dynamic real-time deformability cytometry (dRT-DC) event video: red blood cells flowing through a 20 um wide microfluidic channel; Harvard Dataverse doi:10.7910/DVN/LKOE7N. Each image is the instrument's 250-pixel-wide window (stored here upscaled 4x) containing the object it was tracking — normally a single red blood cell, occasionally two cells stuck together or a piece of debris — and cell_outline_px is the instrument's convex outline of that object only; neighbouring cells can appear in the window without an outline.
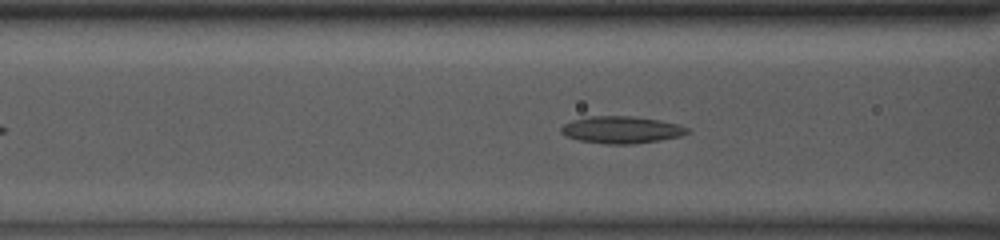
{"species": "common noctule bat (a hibernating species)", "species_latin": "Nyctalus noctula", "temperature_condition": "room temperature", "stored_images_in_passage": 33, "camera_frame_rate_fps": 3000, "um_per_image_px": 0.085, "animal": {"sex": "male", "body_mass_g": 13.0, "forearm_length_mm": 53.1}, "frame": {"image": 1, "passage_image": 8, "time_ms": 2.333, "image_size_px": [1000, 240], "cell_outline_px": [[692, 128], [688, 132], [680, 136], [660, 140], [632, 144], [608, 144], [580, 140], [568, 136], [560, 132], [560, 128], [564, 124], [572, 120], [592, 116], [632, 116], [660, 120]], "centroid_in_image_um": [52.84, 11.03], "position_along_channel_um": 113.8, "area_um2": 19.77}}
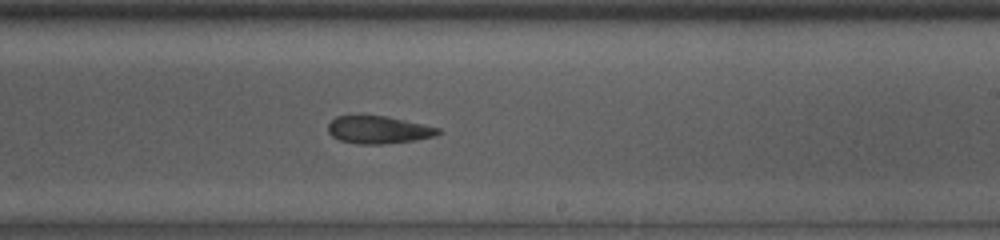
{"frame": {"image": 2, "passage_image": 19, "time_ms": 6.0, "image_size_px": [1000, 240], "cell_outline_px": [[440, 132], [436, 136], [416, 140], [384, 144], [356, 144], [340, 140], [332, 136], [328, 132], [328, 124], [336, 116], [384, 116], [404, 120], [440, 128]], "centroid_in_image_um": [32.16, 11.05], "position_along_channel_um": 256.8, "area_um2": 17.57}}
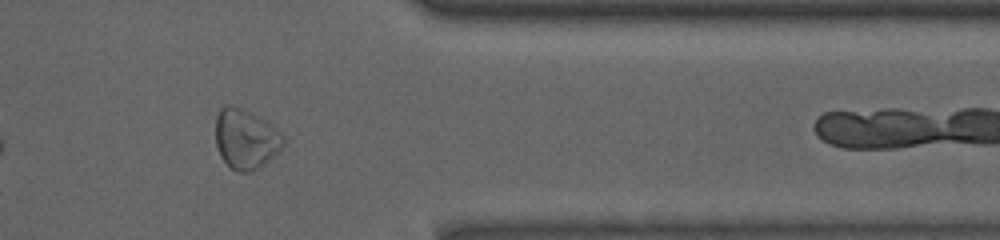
{"frame": {"image": 3, "passage_image": 30, "time_ms": 9.667, "image_size_px": [1000, 240], "cell_outline_px": [[288, 140], [280, 152], [264, 164], [248, 172], [240, 172], [232, 168], [220, 156], [216, 144], [216, 116], [220, 108], [224, 104], [228, 104], [244, 108], [252, 112], [276, 128]], "centroid_in_image_um": [20.91, 11.78], "position_along_channel_um": 390.5, "area_um2": 23.93}}